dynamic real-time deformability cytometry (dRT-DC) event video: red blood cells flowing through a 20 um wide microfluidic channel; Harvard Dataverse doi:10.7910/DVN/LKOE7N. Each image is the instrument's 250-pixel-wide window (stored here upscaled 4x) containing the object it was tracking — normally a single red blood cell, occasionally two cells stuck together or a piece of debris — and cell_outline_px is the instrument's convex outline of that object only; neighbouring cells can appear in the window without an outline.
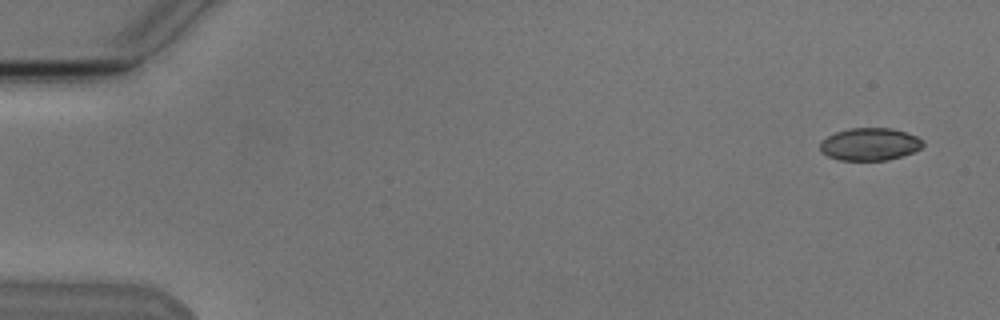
{"species": "Egyptian fruit bat (a non-hibernating species)", "species_latin": "Rousettus aegyptiacus", "temperature_condition": "cold", "stored_images_in_passage": 6, "segment_of_instrument_passage": [1, 2], "camera_frame_rate_fps": 3000, "um_per_image_px": 0.085, "animal": {"sex": "male"}, "frame": {"image": 1, "passage_image": 1, "time_ms": 0.0, "image_size_px": [1000, 320], "cell_outline_px": [[924, 144], [920, 148], [912, 152], [888, 160], [840, 160], [828, 156], [820, 152], [820, 140], [836, 132], [848, 128], [892, 128], [916, 136], [924, 140]], "centroid_in_image_um": [73.9, 12.25], "position_along_channel_um": 11.1, "area_um2": 19.48}}
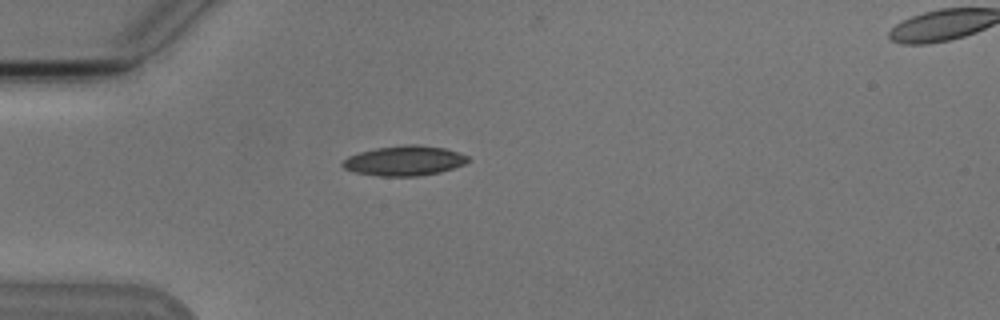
{"frame": {"image": 2, "passage_image": 5, "time_ms": 4.333, "image_size_px": [1000, 320], "cell_outline_px": [[472, 160], [464, 164], [440, 172], [416, 176], [380, 176], [356, 172], [344, 168], [340, 164], [348, 156], [360, 152], [376, 148], [408, 144], [416, 144], [444, 148], [468, 156]], "centroid_in_image_um": [34.38, 13.66], "position_along_channel_um": 50.6, "area_um2": 21.68}}